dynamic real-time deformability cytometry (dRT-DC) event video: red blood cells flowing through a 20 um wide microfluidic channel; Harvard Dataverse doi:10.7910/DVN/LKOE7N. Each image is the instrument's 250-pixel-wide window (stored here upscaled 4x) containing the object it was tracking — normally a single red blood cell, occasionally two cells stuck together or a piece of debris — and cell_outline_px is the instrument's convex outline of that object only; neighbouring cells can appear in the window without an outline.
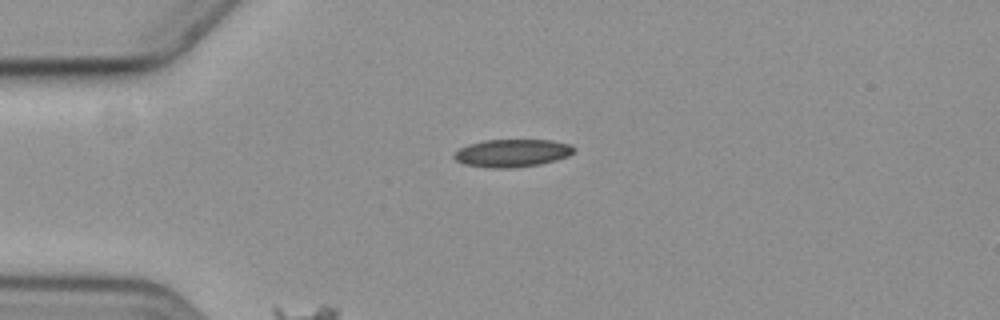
{"species": "common noctule bat (a hibernating species)", "species_latin": "Nyctalus noctula", "temperature_condition": "cold", "stored_images_in_passage": 3, "camera_frame_rate_fps": 3000, "um_per_image_px": 0.085, "animal": {"sex": "female", "body_mass_g": 19.3, "forearm_length_mm": 54.1}, "frame": {"image": 1, "passage_image": 1, "time_ms": 0.0, "image_size_px": [1000, 320], "cell_outline_px": [[576, 148], [568, 156], [556, 160], [540, 164], [516, 168], [488, 168], [464, 164], [456, 160], [452, 156], [460, 148], [468, 144], [484, 140], [548, 140], [572, 144]], "centroid_in_image_um": [43.53, 13.01], "position_along_channel_um": 41.5, "area_um2": 19.48}}
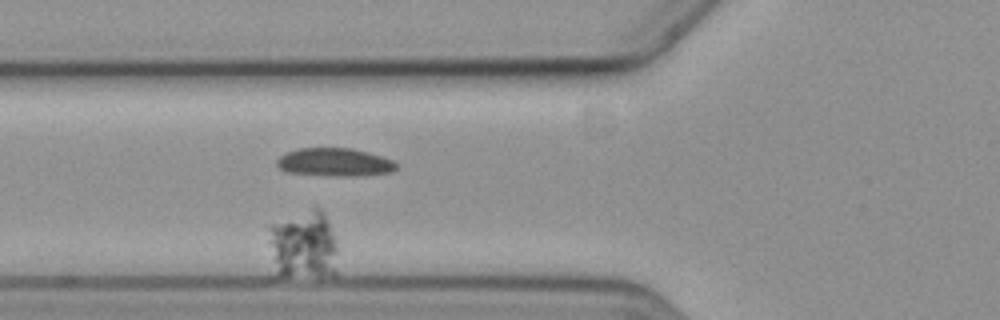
{"frame": {"image": 2, "passage_image": 3, "time_ms": 2.333, "image_size_px": [1000, 320], "cell_outline_px": [[336, 276], [268, 280], [268, 224], [312, 208], [320, 208], [324, 212], [336, 240]], "centroid_in_image_um": [25.64, 20.98], "position_along_channel_um": 100.2, "area_um2": 30.23}}